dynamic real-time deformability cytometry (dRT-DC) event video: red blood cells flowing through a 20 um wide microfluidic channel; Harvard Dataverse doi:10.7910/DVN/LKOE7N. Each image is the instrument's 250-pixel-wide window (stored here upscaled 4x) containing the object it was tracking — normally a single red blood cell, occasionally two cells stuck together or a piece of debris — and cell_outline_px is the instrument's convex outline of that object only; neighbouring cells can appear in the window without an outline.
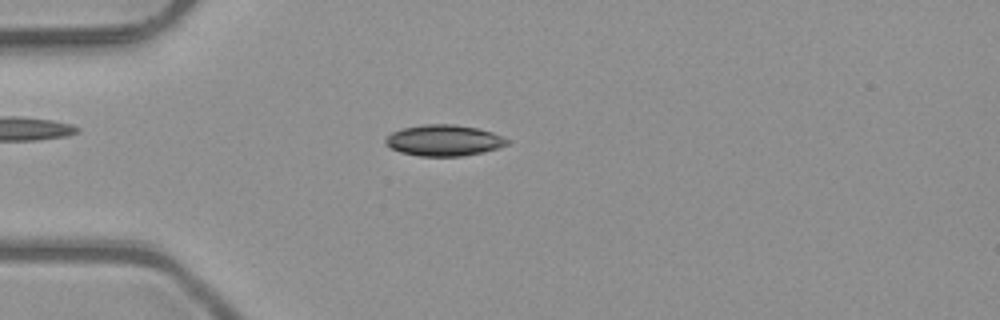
{"species": "common noctule bat (a hibernating species)", "species_latin": "Nyctalus noctula", "temperature_condition": "room temperature", "stored_images_in_passage": 5, "camera_frame_rate_fps": 3000, "um_per_image_px": 0.085, "animal": {"sex": "male", "body_mass_g": 23.1, "forearm_length_mm": 52.7}, "frame": {"image": 1, "passage_image": 4, "time_ms": 1.0, "image_size_px": [1000, 320], "cell_outline_px": [[512, 140], [508, 144], [484, 152], [464, 156], [420, 156], [400, 152], [392, 148], [384, 140], [392, 132], [404, 128], [424, 124], [452, 124], [476, 128], [492, 132], [504, 136]], "centroid_in_image_um": [37.78, 11.93], "position_along_channel_um": 47.2, "area_um2": 21.96}}